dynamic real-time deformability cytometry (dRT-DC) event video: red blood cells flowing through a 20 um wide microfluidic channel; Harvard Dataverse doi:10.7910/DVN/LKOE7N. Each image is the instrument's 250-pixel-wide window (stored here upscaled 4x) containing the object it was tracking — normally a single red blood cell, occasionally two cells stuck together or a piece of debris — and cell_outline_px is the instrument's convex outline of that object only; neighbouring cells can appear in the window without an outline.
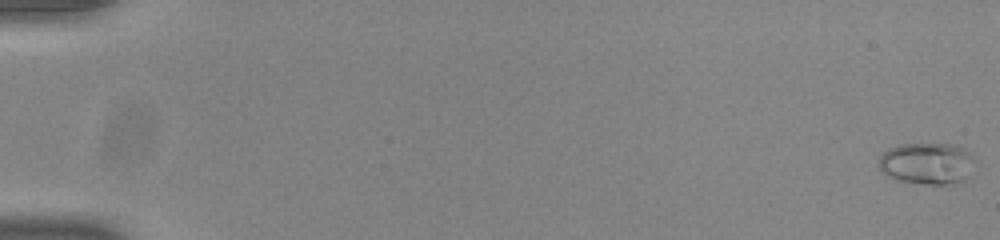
{"species": "common noctule bat (a hibernating species)", "species_latin": "Nyctalus noctula", "temperature_condition": "room temperature", "stored_images_in_passage": 54, "camera_frame_rate_fps": 3000, "um_per_image_px": 0.085, "animal": {"sex": "male", "body_mass_g": 20.0, "forearm_length_mm": 53.3}, "frame": {"image": 1, "passage_image": 1, "time_ms": 0.0, "image_size_px": [1000, 240], "cell_outline_px": [[972, 156], [964, 180], [956, 184], [928, 184], [900, 180], [888, 176], [880, 168], [880, 156], [888, 148], [900, 144], [952, 144], [968, 152]], "centroid_in_image_um": [78.73, 13.88], "position_along_channel_um": 6.3, "area_um2": 22.54}}
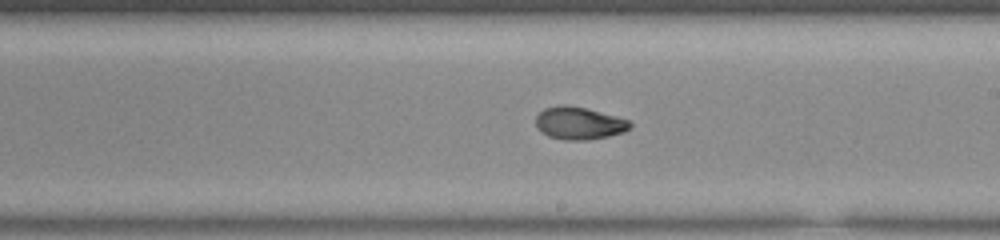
{"frame": {"image": 2, "passage_image": 33, "time_ms": 10.667, "image_size_px": [1000, 240], "cell_outline_px": [[632, 124], [624, 132], [608, 136], [588, 140], [564, 140], [548, 136], [540, 132], [536, 128], [536, 116], [544, 108], [560, 104], [568, 104], [588, 108], [616, 116], [628, 120]], "centroid_in_image_um": [49.18, 10.46], "position_along_channel_um": 239.8, "area_um2": 18.09}}
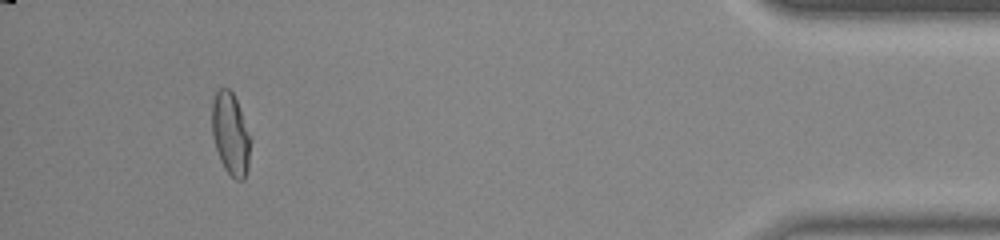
{"frame": {"image": 3, "passage_image": 51, "time_ms": 16.667, "image_size_px": [1000, 240], "cell_outline_px": [[248, 168], [244, 180], [236, 180], [224, 168], [220, 160], [212, 136], [212, 100], [216, 92], [220, 88], [228, 88], [232, 92], [240, 108], [248, 136]], "centroid_in_image_um": [19.55, 11.37], "position_along_channel_um": 415.7, "area_um2": 17.92}, "authors_computed_cell_mechanics": {"area_um2": 18.0914, "velocity_mm_per_s": 3.9057, "shape_relaxation_time_tau1_ms": 5.5687, "shape_relaxation_time_tau2_ms": 2.4533, "deformation_change_tau1": 0.1721, "deformation_change_tau2": 0.0633}}